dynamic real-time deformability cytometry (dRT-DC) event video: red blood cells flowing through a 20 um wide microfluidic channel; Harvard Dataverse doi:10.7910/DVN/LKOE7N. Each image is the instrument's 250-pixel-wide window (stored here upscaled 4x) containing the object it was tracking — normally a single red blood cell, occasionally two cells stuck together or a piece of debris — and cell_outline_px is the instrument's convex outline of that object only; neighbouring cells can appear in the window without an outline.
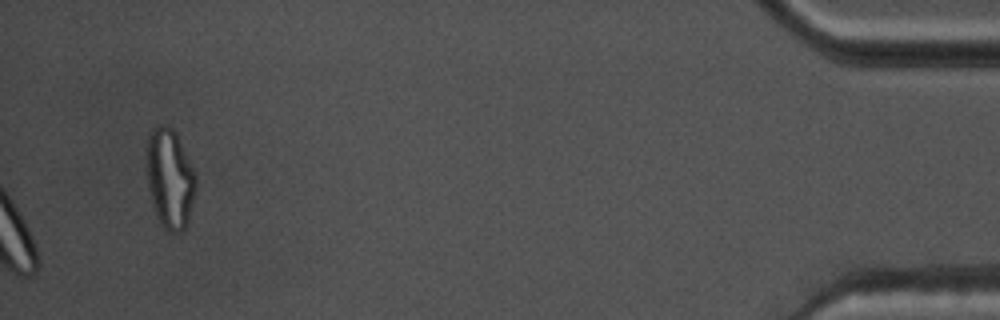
{"species": "common noctule bat (a hibernating species)", "species_latin": "Nyctalus noctula", "temperature_condition": "warm", "stored_images_in_passage": 52, "camera_frame_rate_fps": 3000, "um_per_image_px": 0.085, "animal": {"sex": "male", "body_mass_g": 17.5, "forearm_length_mm": 52.3}, "frame": {"image": 1, "passage_image": 52, "time_ms": 17.0, "image_size_px": [1000, 320], "cell_outline_px": [[196, 188], [188, 220], [184, 228], [180, 232], [168, 232], [160, 224], [152, 204], [148, 188], [148, 136], [152, 128], [160, 124], [168, 124], [176, 132], [180, 140], [196, 176]], "centroid_in_image_um": [14.44, 15.17], "position_along_channel_um": 420.8, "area_um2": 28.38}, "authors_computed_cell_mechanics": {"area_um2": 21.4149, "velocity_mm_per_s": 3.644, "shape_relaxation_time_tau1_ms": 4.8298, "shape_relaxation_time_tau2_ms": 0.8018, "deformation_change_tau1": 0.0947, "deformation_change_tau2": 0.051}}